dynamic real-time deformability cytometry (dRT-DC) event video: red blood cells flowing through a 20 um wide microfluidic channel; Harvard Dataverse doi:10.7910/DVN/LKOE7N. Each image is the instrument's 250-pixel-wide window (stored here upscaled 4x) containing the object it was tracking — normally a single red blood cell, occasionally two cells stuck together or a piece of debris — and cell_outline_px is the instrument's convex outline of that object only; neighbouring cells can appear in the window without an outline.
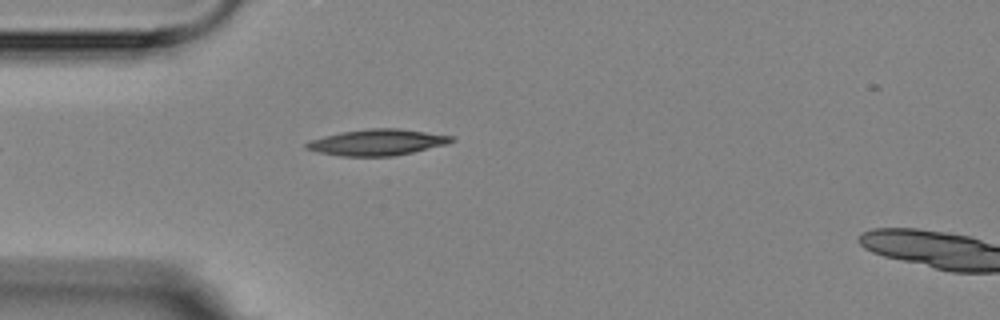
{"species": "Egyptian fruit bat (a non-hibernating species)", "species_latin": "Rousettus aegyptiacus", "temperature_condition": "room temperature", "stored_images_in_passage": 2, "camera_frame_rate_fps": 3000, "um_per_image_px": 0.085, "animal": {"sex": "female"}, "frame": {"image": 1, "passage_image": 1, "time_ms": 0.0, "image_size_px": [1000, 320], "cell_outline_px": [[456, 140], [448, 144], [412, 152], [392, 156], [340, 156], [316, 152], [304, 148], [304, 144], [308, 140], [340, 132], [368, 128], [400, 128], [452, 136]], "centroid_in_image_um": [32.02, 12.09], "position_along_channel_um": 53.0, "area_um2": 22.25}}